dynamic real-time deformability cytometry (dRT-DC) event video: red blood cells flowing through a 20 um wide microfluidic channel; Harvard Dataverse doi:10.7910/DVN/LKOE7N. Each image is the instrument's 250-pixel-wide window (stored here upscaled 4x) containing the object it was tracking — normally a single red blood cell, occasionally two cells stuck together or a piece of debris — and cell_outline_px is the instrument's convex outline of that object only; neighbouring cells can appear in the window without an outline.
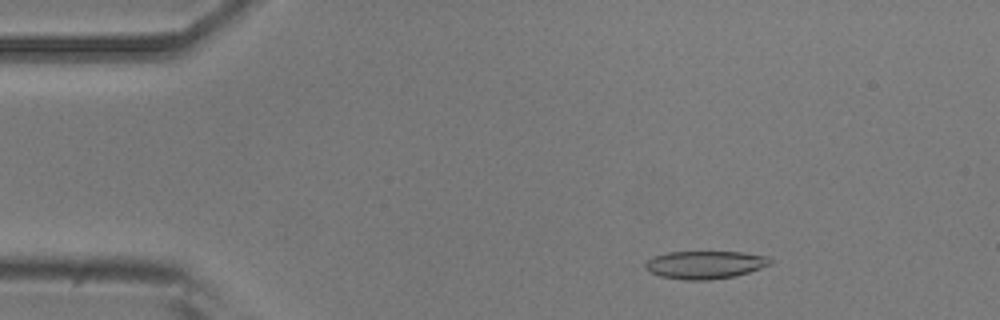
{"species": "common noctule bat (a hibernating species)", "species_latin": "Nyctalus noctula", "temperature_condition": "room temperature", "stored_images_in_passage": 6, "camera_frame_rate_fps": 3000, "um_per_image_px": 0.085, "animal": {"sex": "male", "body_mass_g": 20.5, "forearm_length_mm": 52.5}, "frame": {"image": 1, "passage_image": 3, "time_ms": 2.333, "image_size_px": [1000, 320], "cell_outline_px": [[772, 264], [736, 276], [708, 280], [684, 280], [660, 276], [648, 272], [644, 268], [644, 264], [652, 256], [668, 252], [740, 252], [768, 256], [772, 260]], "centroid_in_image_um": [59.9, 22.51], "position_along_channel_um": 25.1, "area_um2": 20.46}}
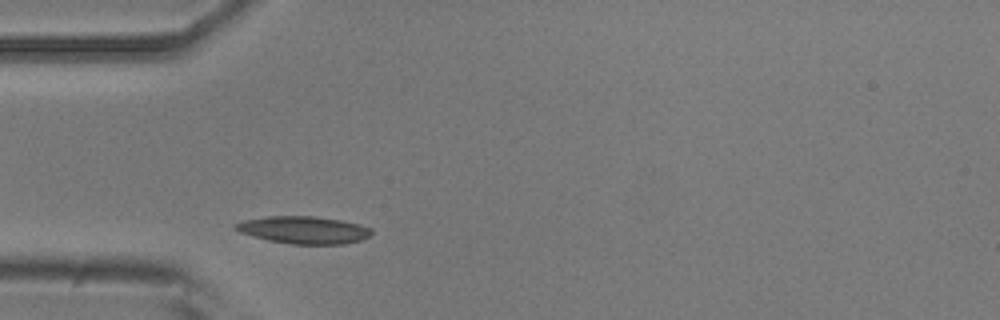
{"frame": {"image": 2, "passage_image": 6, "time_ms": 5.667, "image_size_px": [1000, 320], "cell_outline_px": [[372, 232], [368, 236], [360, 240], [344, 244], [292, 244], [268, 240], [252, 236], [240, 232], [232, 228], [236, 224], [244, 220], [268, 216], [312, 216], [340, 220], [360, 224], [372, 228]], "centroid_in_image_um": [25.81, 19.54], "position_along_channel_um": 59.2, "area_um2": 21.62}}